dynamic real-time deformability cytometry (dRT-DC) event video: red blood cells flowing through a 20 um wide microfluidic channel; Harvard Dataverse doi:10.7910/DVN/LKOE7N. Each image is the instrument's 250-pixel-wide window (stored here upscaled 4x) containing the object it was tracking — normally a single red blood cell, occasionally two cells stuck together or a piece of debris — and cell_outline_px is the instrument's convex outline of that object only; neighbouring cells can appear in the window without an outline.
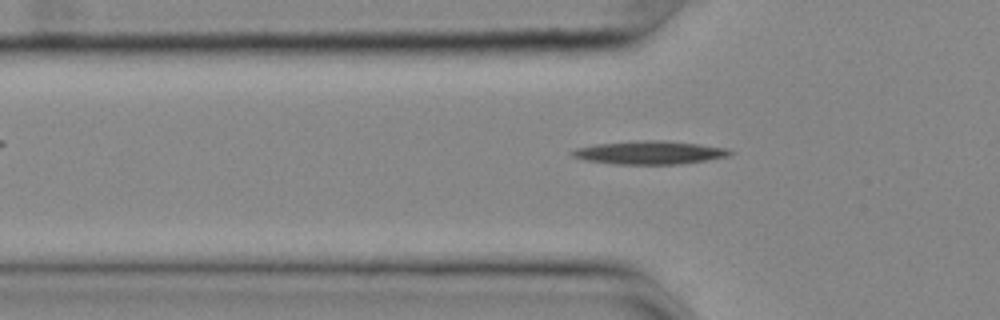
{"species": "common noctule bat (a hibernating species)", "species_latin": "Nyctalus noctula", "temperature_condition": "cold", "stored_images_in_passage": 40, "camera_frame_rate_fps": 3000, "um_per_image_px": 0.085, "animal": {"sex": "female", "body_mass_g": 25.1}, "frame": {"image": 1, "passage_image": 8, "time_ms": 2.333, "image_size_px": [1000, 320], "cell_outline_px": [[736, 152], [728, 156], [708, 160], [680, 164], [616, 164], [584, 160], [572, 156], [568, 152], [576, 148], [596, 144], [644, 140], [656, 140], [696, 144], [728, 148]], "centroid_in_image_um": [55.21, 12.98], "position_along_channel_um": 70.6, "area_um2": 21.33}}
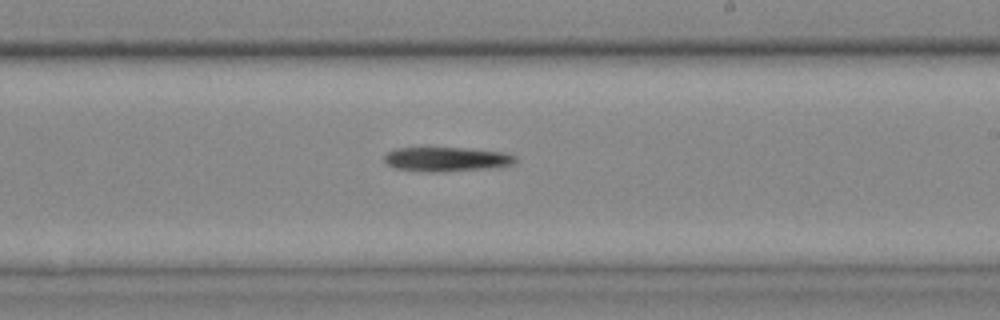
{"frame": {"image": 2, "passage_image": 23, "time_ms": 7.333, "image_size_px": [1000, 320], "cell_outline_px": [[516, 160], [512, 164], [492, 168], [436, 172], [428, 172], [396, 168], [388, 164], [384, 160], [384, 156], [388, 152], [396, 148], [464, 148], [504, 152], [516, 156]], "centroid_in_image_um": [37.97, 13.53], "position_along_channel_um": 251.0, "area_um2": 18.44}}
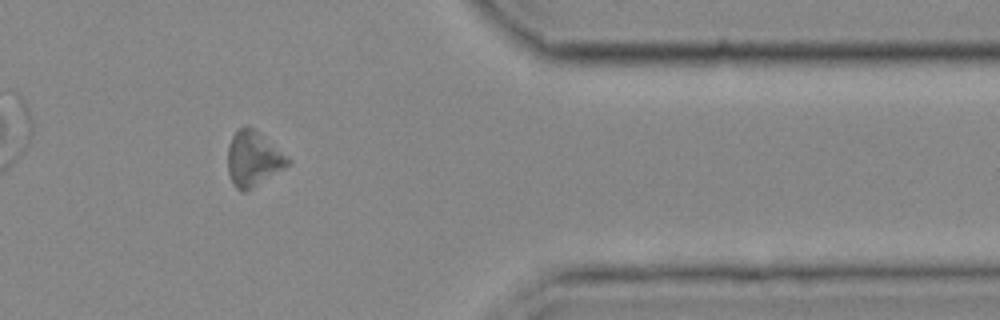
{"frame": {"image": 3, "passage_image": 36, "time_ms": 11.667, "image_size_px": [1000, 320], "cell_outline_px": [[292, 160], [284, 168], [252, 188], [244, 192], [240, 192], [232, 184], [228, 172], [228, 148], [232, 136], [244, 124], [256, 128]], "centroid_in_image_um": [21.52, 13.48], "position_along_channel_um": 389.9, "area_um2": 19.42}}